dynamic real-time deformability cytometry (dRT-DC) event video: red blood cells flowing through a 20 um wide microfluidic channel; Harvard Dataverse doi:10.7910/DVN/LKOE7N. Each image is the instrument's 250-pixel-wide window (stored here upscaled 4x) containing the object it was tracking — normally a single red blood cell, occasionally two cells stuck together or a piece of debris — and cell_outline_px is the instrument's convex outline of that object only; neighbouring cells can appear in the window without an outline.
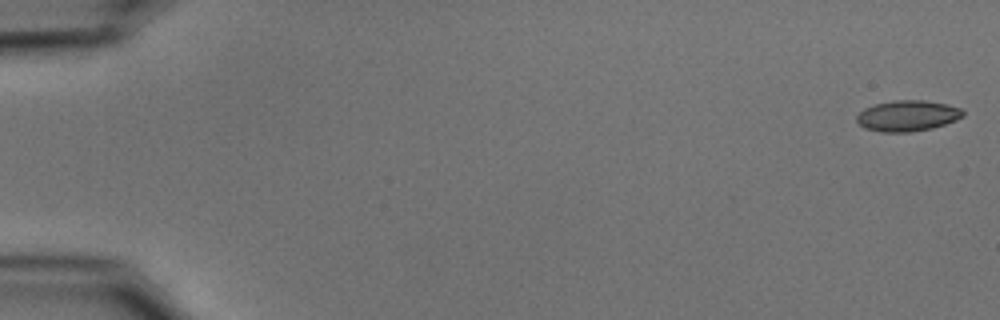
{"species": "common noctule bat (a hibernating species)", "species_latin": "Nyctalus noctula", "temperature_condition": "cold", "stored_images_in_passage": 54, "camera_frame_rate_fps": 3000, "um_per_image_px": 0.085, "animal": {"sex": "male", "body_mass_g": 15.6}, "frame": {"image": 1, "passage_image": 1, "time_ms": 0.0, "image_size_px": [1000, 320], "cell_outline_px": [[964, 116], [956, 120], [932, 128], [912, 132], [880, 132], [864, 128], [856, 120], [856, 116], [864, 108], [876, 104], [892, 100], [924, 100], [948, 104], [960, 108], [964, 112]], "centroid_in_image_um": [77.14, 9.84], "position_along_channel_um": 7.9, "area_um2": 19.19}}
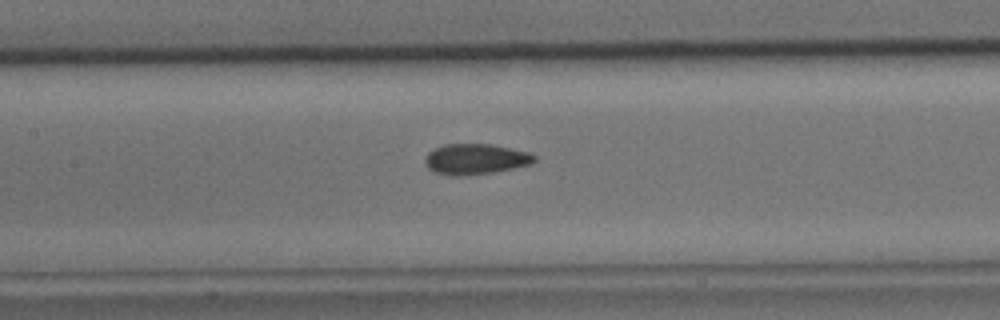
{"frame": {"image": 2, "passage_image": 26, "time_ms": 8.333, "image_size_px": [1000, 320], "cell_outline_px": [[536, 160], [532, 164], [492, 172], [460, 176], [456, 176], [436, 172], [428, 168], [424, 164], [424, 160], [428, 152], [444, 144], [492, 144], [528, 152], [536, 156]], "centroid_in_image_um": [40.41, 13.51], "position_along_channel_um": 167.0, "area_um2": 19.36}}
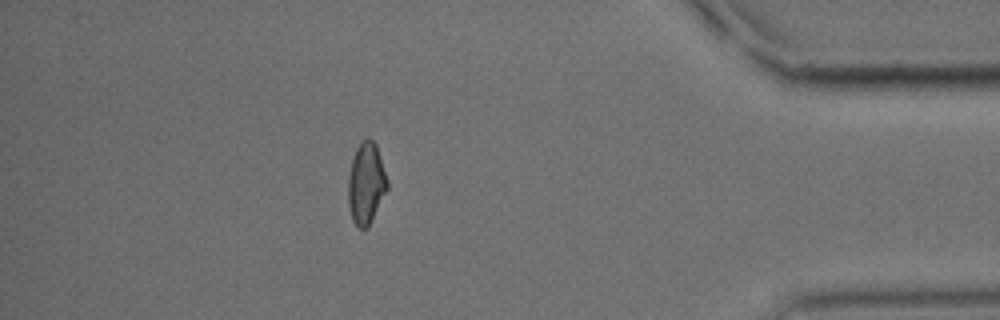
{"frame": {"image": 3, "passage_image": 48, "time_ms": 15.667, "image_size_px": [1000, 320], "cell_outline_px": [[388, 188], [368, 228], [360, 228], [352, 220], [348, 204], [348, 176], [352, 160], [356, 148], [368, 136], [376, 144], [388, 180]], "centroid_in_image_um": [31.12, 15.59], "position_along_channel_um": 404.1, "area_um2": 18.55}, "authors_computed_cell_mechanics": {"area_um2": 18.9006, "velocity_mm_per_s": 3.7363, "shape_relaxation_time_tau1_ms": null, "shape_relaxation_time_tau2_ms": 2.3124, "deformation_change_tau1": null, "deformation_change_tau2": 0.0778}}